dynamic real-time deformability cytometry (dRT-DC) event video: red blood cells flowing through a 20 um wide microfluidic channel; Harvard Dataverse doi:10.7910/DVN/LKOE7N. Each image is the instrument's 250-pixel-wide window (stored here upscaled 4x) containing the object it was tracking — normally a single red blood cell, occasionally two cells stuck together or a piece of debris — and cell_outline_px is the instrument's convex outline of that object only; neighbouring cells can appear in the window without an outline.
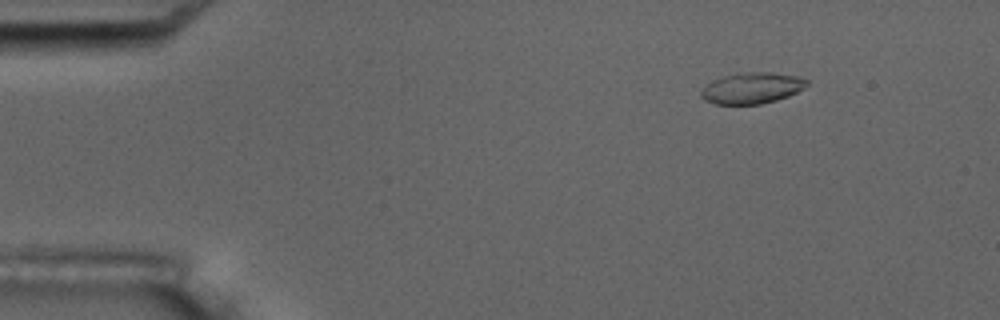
{"species": "common noctule bat (a hibernating species)", "species_latin": "Nyctalus noctula", "temperature_condition": "room temperature", "stored_images_in_passage": 4, "camera_frame_rate_fps": 3000, "um_per_image_px": 0.085, "animal": {"sex": "male", "body_mass_g": 17.5, "forearm_length_mm": 52.3}, "frame": {"image": 1, "passage_image": 2, "time_ms": 2.0, "image_size_px": [1000, 320], "cell_outline_px": [[808, 84], [804, 88], [788, 96], [776, 100], [760, 104], [716, 104], [704, 100], [700, 96], [700, 92], [712, 80], [724, 76], [740, 72], [772, 72], [800, 76], [808, 80]], "centroid_in_image_um": [63.93, 7.47], "position_along_channel_um": 21.1, "area_um2": 19.25}}